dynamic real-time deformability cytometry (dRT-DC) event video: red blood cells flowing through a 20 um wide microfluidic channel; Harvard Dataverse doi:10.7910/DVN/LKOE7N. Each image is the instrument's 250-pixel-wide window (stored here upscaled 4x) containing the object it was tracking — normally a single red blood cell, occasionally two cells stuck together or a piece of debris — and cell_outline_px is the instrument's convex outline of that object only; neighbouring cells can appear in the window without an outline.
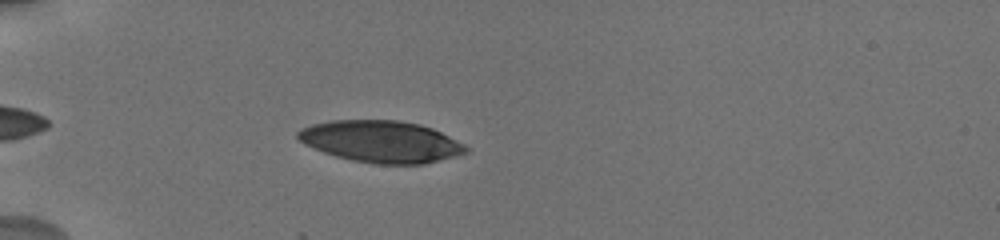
{"species": "human", "species_latin": "Homo sapiens", "temperature_condition": "cold", "stored_images_in_passage": 11, "camera_frame_rate_fps": 3000, "um_per_image_px": 0.085, "donor": {"sex": "male"}, "frame": {"image": 1, "passage_image": 4, "time_ms": 1.667, "image_size_px": [1000, 240], "cell_outline_px": [[468, 152], [456, 156], [424, 164], [372, 164], [352, 160], [336, 156], [324, 152], [304, 144], [296, 136], [296, 132], [300, 128], [312, 124], [332, 120], [396, 120], [420, 124], [432, 128], [464, 144], [468, 148]], "centroid_in_image_um": [32.38, 12.03], "position_along_channel_um": 52.6, "area_um2": 40.92}}
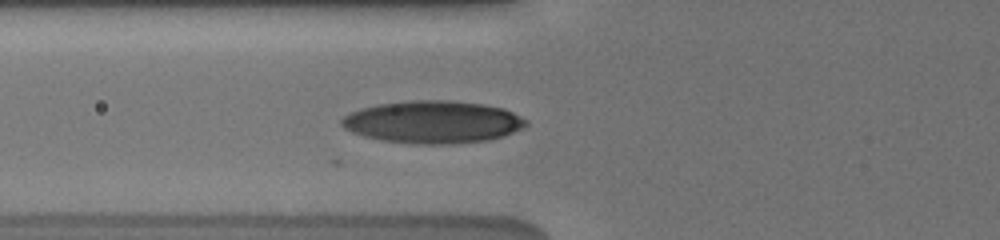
{"frame": {"image": 2, "passage_image": 8, "time_ms": 3.333, "image_size_px": [1000, 240], "cell_outline_px": [[528, 124], [524, 128], [504, 136], [488, 140], [448, 144], [412, 144], [384, 140], [364, 136], [352, 132], [344, 128], [340, 124], [340, 120], [344, 116], [360, 108], [376, 104], [412, 100], [448, 100], [484, 104], [504, 108], [528, 120]], "centroid_in_image_um": [36.81, 10.37], "position_along_channel_um": 89.0, "area_um2": 45.84}}
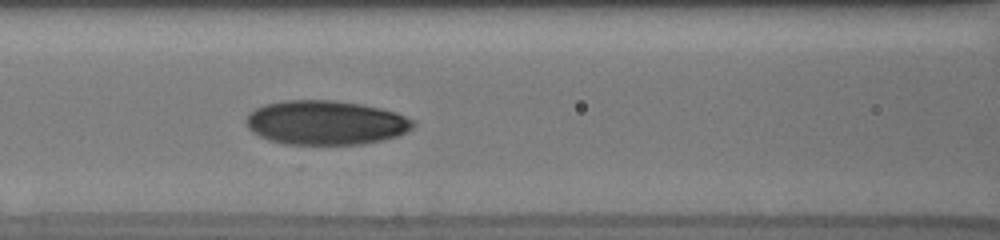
{"frame": {"image": 3, "passage_image": 11, "time_ms": 4.667, "image_size_px": [1000, 240], "cell_outline_px": [[416, 124], [412, 128], [396, 136], [364, 144], [284, 144], [268, 140], [252, 132], [248, 128], [248, 116], [256, 108], [264, 104], [284, 100], [336, 100], [364, 104], [396, 112], [416, 120]], "centroid_in_image_um": [27.72, 10.41], "position_along_channel_um": 138.9, "area_um2": 43.12}}